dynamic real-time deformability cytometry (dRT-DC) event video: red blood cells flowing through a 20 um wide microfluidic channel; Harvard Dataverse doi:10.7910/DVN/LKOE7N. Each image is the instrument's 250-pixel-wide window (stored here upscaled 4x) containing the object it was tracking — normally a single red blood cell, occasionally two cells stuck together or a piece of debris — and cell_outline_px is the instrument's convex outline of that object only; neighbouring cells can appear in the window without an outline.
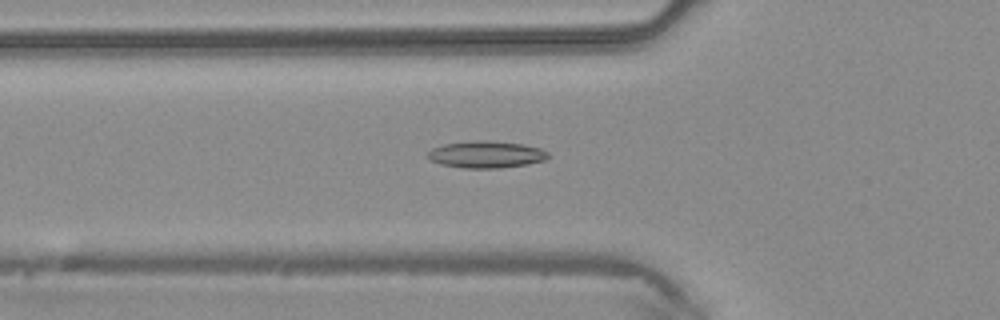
{"species": "common noctule bat (a hibernating species)", "species_latin": "Nyctalus noctula", "temperature_condition": "warm", "stored_images_in_passage": 31, "camera_frame_rate_fps": 3000, "um_per_image_px": 0.085, "animal": {"sex": "male", "body_mass_g": 20.4}, "frame": {"image": 1, "passage_image": 2, "time_ms": 0.333, "image_size_px": [1000, 320], "cell_outline_px": [[548, 160], [528, 164], [500, 168], [464, 168], [440, 164], [428, 160], [428, 152], [432, 148], [444, 144], [476, 140], [484, 140], [524, 144], [540, 148], [548, 152]], "centroid_in_image_um": [41.33, 13.13], "position_along_channel_um": 84.5, "area_um2": 19.02}}
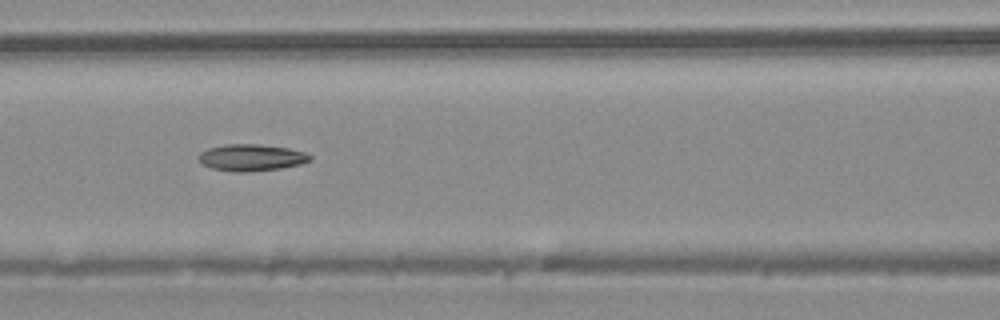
{"frame": {"image": 2, "passage_image": 6, "time_ms": 1.667, "image_size_px": [1000, 320], "cell_outline_px": [[312, 160], [300, 164], [280, 168], [244, 172], [232, 172], [212, 168], [204, 164], [196, 156], [200, 152], [208, 148], [224, 144], [260, 144], [288, 148], [304, 152], [312, 156]], "centroid_in_image_um": [21.35, 13.38], "position_along_channel_um": 145.2, "area_um2": 17.34}}
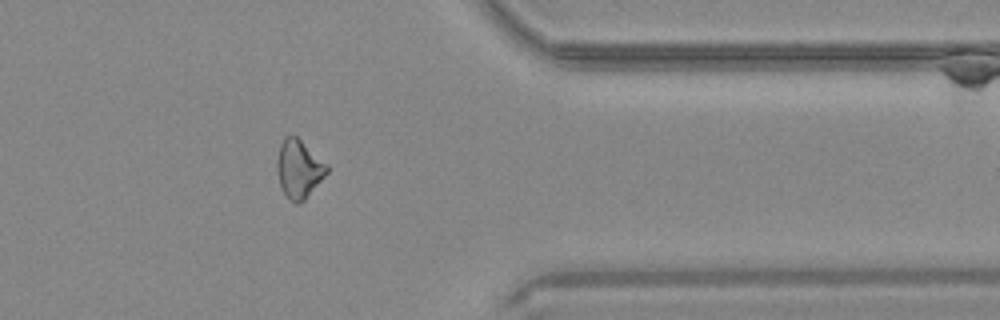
{"frame": {"image": 3, "passage_image": 23, "time_ms": 7.333, "image_size_px": [1000, 320], "cell_outline_px": [[328, 172], [304, 200], [300, 204], [296, 204], [288, 200], [280, 188], [276, 172], [276, 160], [280, 144], [284, 136], [296, 136], [328, 164]], "centroid_in_image_um": [25.37, 14.38], "position_along_channel_um": 386.0, "area_um2": 17.17}}